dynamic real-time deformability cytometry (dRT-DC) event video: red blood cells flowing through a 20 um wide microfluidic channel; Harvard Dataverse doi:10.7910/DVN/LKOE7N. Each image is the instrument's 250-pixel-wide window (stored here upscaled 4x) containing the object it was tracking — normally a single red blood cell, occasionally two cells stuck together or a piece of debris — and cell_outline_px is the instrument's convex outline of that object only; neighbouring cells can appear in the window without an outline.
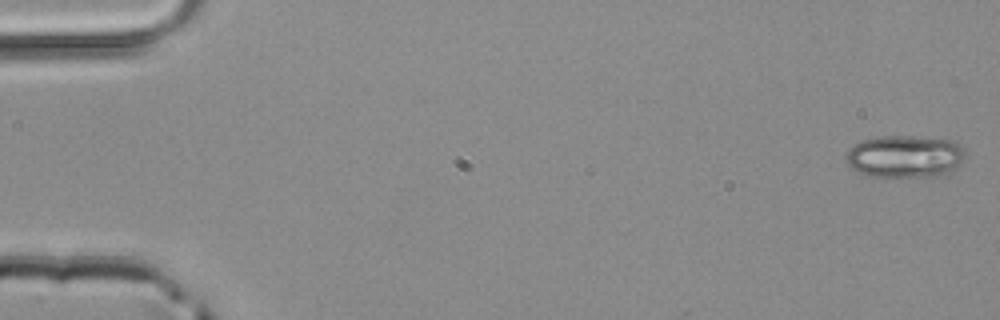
{"species": "common noctule bat (a hibernating species)", "species_latin": "Nyctalus noctula", "temperature_condition": "room temperature", "stored_images_in_passage": 13, "camera_frame_rate_fps": 3000, "um_per_image_px": 0.085, "animal": {"sex": "male", "body_mass_g": 20.4}, "frame": {"image": 1, "passage_image": 1, "time_ms": 0.0, "image_size_px": [1000, 320], "cell_outline_px": [[964, 160], [956, 168], [944, 176], [884, 180], [868, 176], [856, 172], [844, 160], [844, 156], [848, 148], [852, 144], [860, 140], [880, 136], [908, 136], [952, 140], [960, 144], [964, 148]], "centroid_in_image_um": [76.86, 13.36], "position_along_channel_um": 8.1, "area_um2": 31.04}}